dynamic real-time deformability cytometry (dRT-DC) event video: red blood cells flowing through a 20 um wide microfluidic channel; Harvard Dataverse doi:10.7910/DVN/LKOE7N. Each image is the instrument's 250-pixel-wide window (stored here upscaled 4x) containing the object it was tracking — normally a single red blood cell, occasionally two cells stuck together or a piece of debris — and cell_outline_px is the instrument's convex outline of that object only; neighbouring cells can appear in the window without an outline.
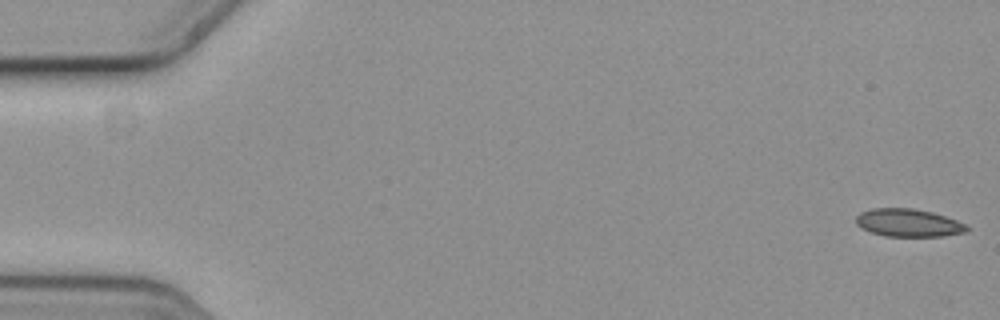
{"species": "common noctule bat (a hibernating species)", "species_latin": "Nyctalus noctula", "temperature_condition": "cold", "stored_images_in_passage": 7, "camera_frame_rate_fps": 3000, "um_per_image_px": 0.085, "animal": {"sex": "female", "body_mass_g": 19.3, "forearm_length_mm": 54.1}, "frame": {"image": 1, "passage_image": 1, "time_ms": 0.0, "image_size_px": [1000, 320], "cell_outline_px": [[972, 228], [968, 232], [944, 236], [884, 236], [860, 228], [856, 224], [856, 216], [860, 212], [872, 208], [912, 208], [932, 212], [956, 220]], "centroid_in_image_um": [77.22, 18.94], "position_along_channel_um": 7.8, "area_um2": 18.09}}